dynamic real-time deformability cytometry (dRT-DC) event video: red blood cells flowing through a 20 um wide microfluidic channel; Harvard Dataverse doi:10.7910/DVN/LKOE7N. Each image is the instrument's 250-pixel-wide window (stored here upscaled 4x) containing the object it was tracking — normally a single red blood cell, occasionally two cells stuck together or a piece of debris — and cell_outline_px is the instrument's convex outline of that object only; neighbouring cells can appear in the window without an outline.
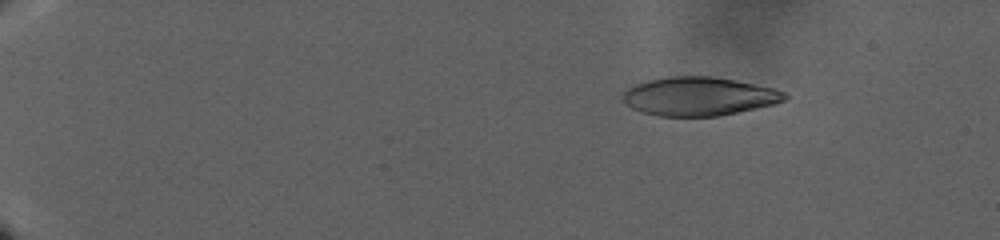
{"species": "human", "species_latin": "Homo sapiens", "temperature_condition": "warm", "stored_images_in_passage": 76, "camera_frame_rate_fps": 3000, "um_per_image_px": 0.085, "donor": {"sex": "male"}, "frame": {"image": 1, "passage_image": 11, "time_ms": 7.0, "image_size_px": [1000, 240], "cell_outline_px": [[788, 100], [776, 104], [716, 116], [660, 116], [640, 112], [624, 104], [620, 100], [624, 92], [628, 88], [636, 84], [648, 80], [668, 76], [712, 76], [756, 84], [772, 88], [784, 92], [788, 96]], "centroid_in_image_um": [59.39, 8.19], "position_along_channel_um": 25.6, "area_um2": 36.59}}
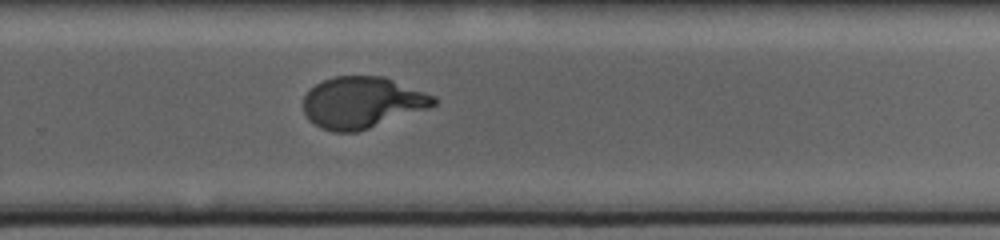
{"frame": {"image": 2, "passage_image": 45, "time_ms": 32.0, "image_size_px": [1000, 240], "cell_outline_px": [[440, 100], [432, 108], [356, 132], [332, 132], [320, 128], [308, 120], [304, 112], [304, 96], [316, 84], [332, 76], [384, 76], [436, 96]], "centroid_in_image_um": [30.82, 8.72], "position_along_channel_um": 299.0, "area_um2": 39.42}}
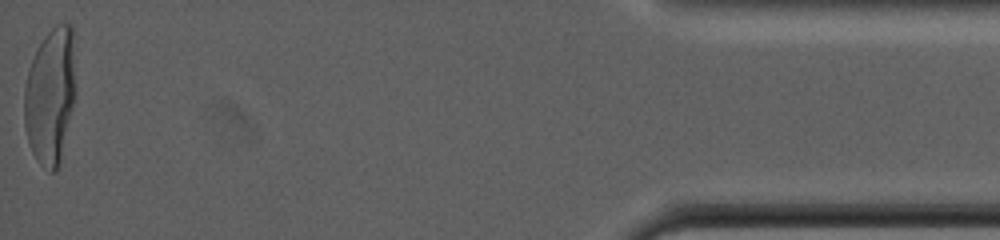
{"frame": {"image": 3, "passage_image": 76, "time_ms": 44.0, "image_size_px": [1000, 240], "cell_outline_px": [[76, 96], [60, 160], [56, 172], [48, 172], [36, 160], [32, 152], [28, 140], [24, 124], [24, 88], [28, 68], [44, 36], [56, 24], [72, 24], [76, 92]], "centroid_in_image_um": [4.29, 8.16], "position_along_channel_um": 430.9, "area_um2": 41.15}}